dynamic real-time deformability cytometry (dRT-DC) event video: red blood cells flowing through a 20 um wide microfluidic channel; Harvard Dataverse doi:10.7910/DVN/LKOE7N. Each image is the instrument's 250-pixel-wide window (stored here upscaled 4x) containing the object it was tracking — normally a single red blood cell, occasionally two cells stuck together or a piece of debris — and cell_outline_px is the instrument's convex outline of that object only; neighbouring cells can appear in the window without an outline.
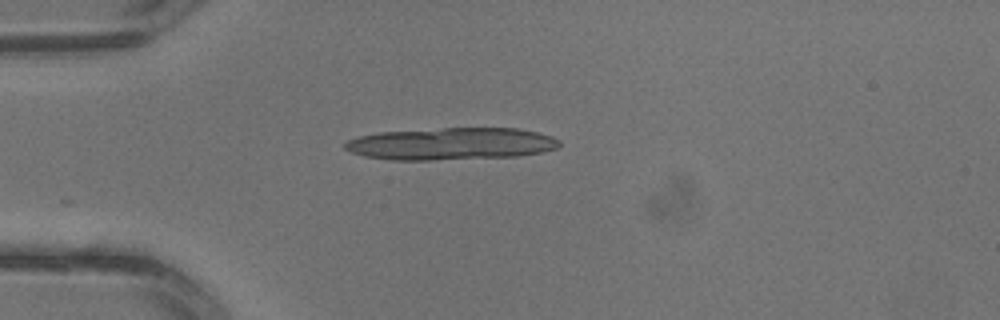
{"species": "common noctule bat (a hibernating species)", "species_latin": "Nyctalus noctula", "temperature_condition": "warm", "stored_images_in_passage": 3, "camera_frame_rate_fps": 3000, "um_per_image_px": 0.085, "animal": {"sex": "male", "body_mass_g": 13.3}, "frame": {"image": 1, "passage_image": 3, "time_ms": 0.667, "image_size_px": [1000, 320], "cell_outline_px": [[560, 144], [556, 148], [540, 152], [516, 156], [432, 160], [392, 160], [364, 156], [352, 152], [344, 148], [344, 144], [348, 140], [360, 136], [380, 132], [444, 128], [520, 128], [552, 136], [560, 140]], "centroid_in_image_um": [38.35, 12.22], "position_along_channel_um": 46.7, "area_um2": 40.06}}